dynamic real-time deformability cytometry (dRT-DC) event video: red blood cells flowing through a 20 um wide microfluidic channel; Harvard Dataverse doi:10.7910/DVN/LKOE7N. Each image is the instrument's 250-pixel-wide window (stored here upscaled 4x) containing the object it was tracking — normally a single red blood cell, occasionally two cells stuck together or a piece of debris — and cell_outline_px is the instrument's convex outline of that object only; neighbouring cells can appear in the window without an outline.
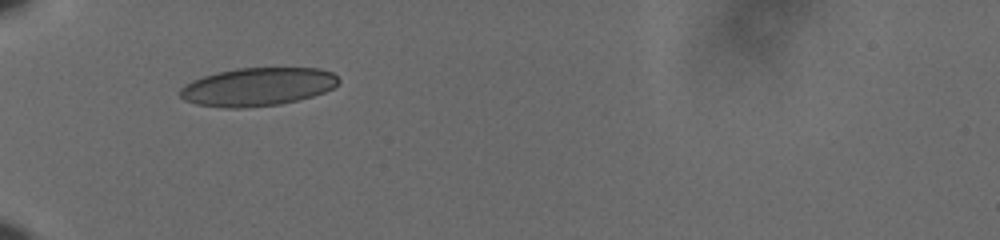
{"species": "human", "species_latin": "Homo sapiens", "temperature_condition": "cold", "stored_images_in_passage": 25, "camera_frame_rate_fps": 3000, "um_per_image_px": 0.085, "donor": {"sex": "male"}, "frame": {"image": 1, "passage_image": 1, "time_ms": 0.0, "image_size_px": [1000, 240], "cell_outline_px": [[340, 80], [332, 88], [324, 92], [312, 96], [280, 104], [240, 108], [224, 108], [196, 104], [184, 100], [180, 96], [180, 88], [184, 84], [192, 80], [204, 76], [236, 68], [320, 68], [332, 72]], "centroid_in_image_um": [21.87, 7.38], "position_along_channel_um": 63.1, "area_um2": 35.2}}
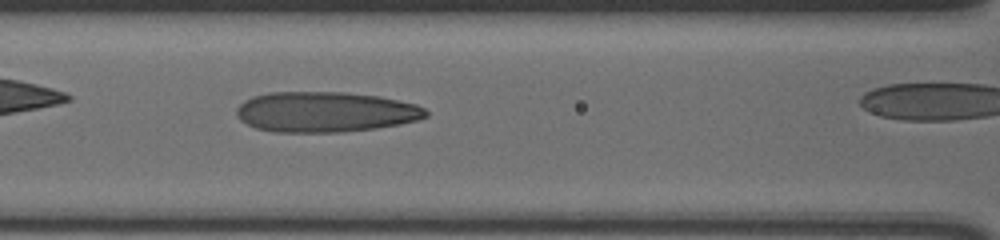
{"frame": {"image": 2, "passage_image": 4, "time_ms": 1.0, "image_size_px": [1000, 240], "cell_outline_px": [[428, 116], [416, 120], [400, 124], [376, 128], [340, 132], [272, 132], [256, 128], [240, 120], [236, 116], [236, 108], [244, 100], [252, 96], [268, 92], [344, 92], [380, 96], [416, 104], [424, 108], [428, 112]], "centroid_in_image_um": [27.63, 9.51], "position_along_channel_um": 139.0, "area_um2": 44.8}}